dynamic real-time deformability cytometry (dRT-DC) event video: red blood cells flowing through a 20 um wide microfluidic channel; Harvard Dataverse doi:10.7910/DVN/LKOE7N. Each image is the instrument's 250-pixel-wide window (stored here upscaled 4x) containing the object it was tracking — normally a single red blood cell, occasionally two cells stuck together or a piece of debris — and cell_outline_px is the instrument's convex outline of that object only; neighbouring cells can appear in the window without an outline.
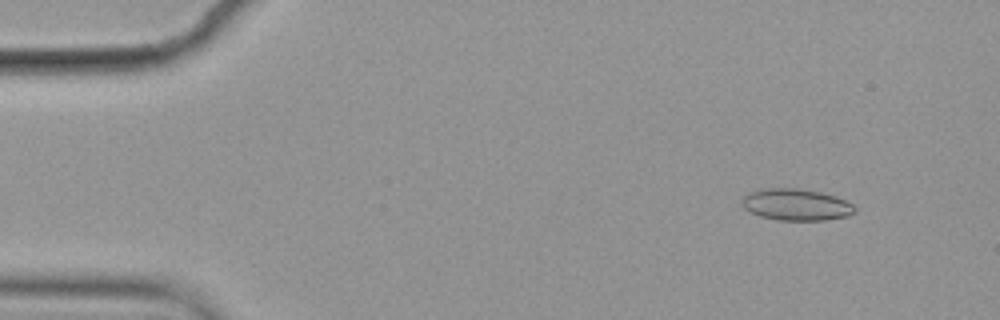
{"species": "common noctule bat (a hibernating species)", "species_latin": "Nyctalus noctula", "temperature_condition": "cold", "stored_images_in_passage": 56, "camera_frame_rate_fps": 3000, "um_per_image_px": 0.085, "animal": {"sex": "female", "body_mass_g": 19.9}, "frame": {"image": 1, "passage_image": 6, "time_ms": 1.667, "image_size_px": [1000, 320], "cell_outline_px": [[856, 212], [848, 216], [824, 220], [776, 220], [760, 216], [744, 208], [744, 196], [752, 192], [764, 188], [796, 188], [820, 192], [836, 196], [852, 204], [856, 208]], "centroid_in_image_um": [67.72, 17.4], "position_along_channel_um": 17.3, "area_um2": 20.58}}
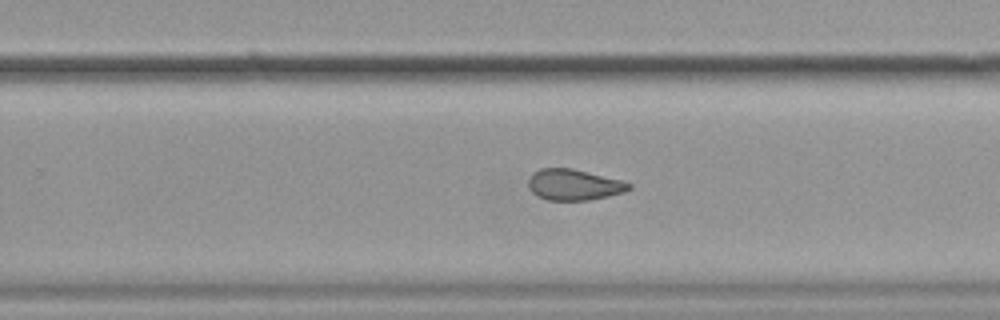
{"frame": {"image": 2, "passage_image": 36, "time_ms": 11.667, "image_size_px": [1000, 320], "cell_outline_px": [[632, 188], [624, 192], [608, 196], [588, 200], [548, 200], [532, 192], [528, 188], [528, 180], [532, 172], [540, 168], [572, 168], [620, 180], [632, 184]], "centroid_in_image_um": [48.76, 15.69], "position_along_channel_um": 281.0, "area_um2": 18.09}}
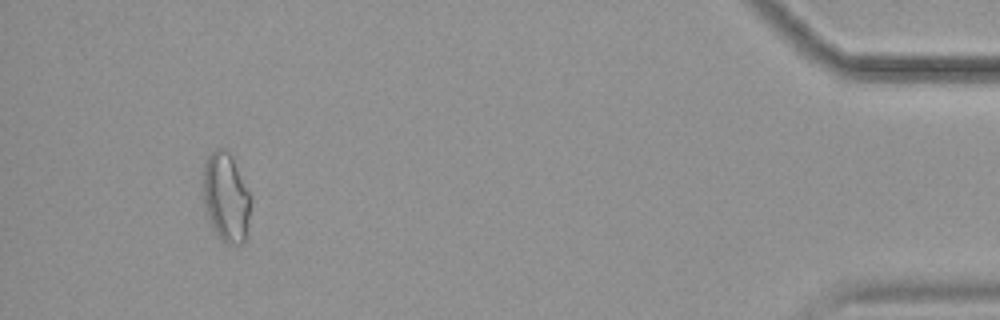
{"frame": {"image": 3, "passage_image": 53, "time_ms": 17.333, "image_size_px": [1000, 320], "cell_outline_px": [[252, 196], [244, 244], [228, 244], [216, 232], [208, 220], [204, 200], [200, 172], [208, 156], [216, 148], [224, 148], [232, 156]], "centroid_in_image_um": [19.19, 16.72], "position_along_channel_um": 416.0, "area_um2": 25.03}}